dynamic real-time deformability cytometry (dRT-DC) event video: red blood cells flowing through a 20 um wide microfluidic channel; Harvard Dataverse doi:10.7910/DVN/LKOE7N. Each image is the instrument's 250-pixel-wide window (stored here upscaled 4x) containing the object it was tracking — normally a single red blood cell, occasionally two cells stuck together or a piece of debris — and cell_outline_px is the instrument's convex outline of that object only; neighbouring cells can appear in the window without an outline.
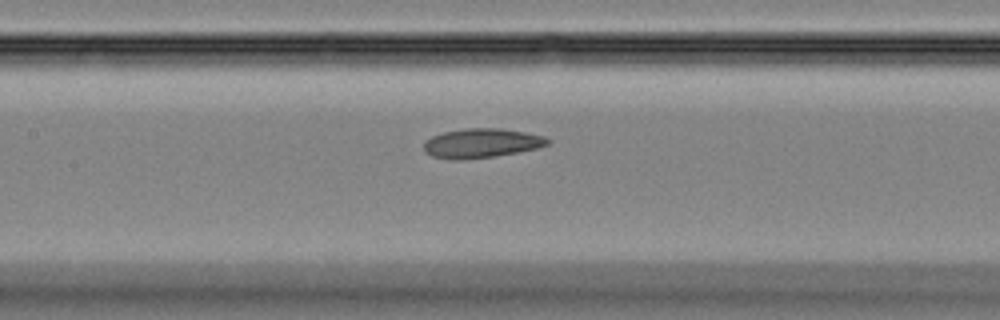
{"species": "Egyptian fruit bat (a non-hibernating species)", "species_latin": "Rousettus aegyptiacus", "temperature_condition": "room temperature", "stored_images_in_passage": 28, "camera_frame_rate_fps": 3000, "um_per_image_px": 0.085, "animal": {"sex": "female"}, "frame": {"image": 1, "passage_image": 12, "time_ms": 3.667, "image_size_px": [1000, 320], "cell_outline_px": [[552, 140], [548, 144], [536, 148], [516, 152], [492, 156], [464, 160], [448, 160], [432, 156], [424, 152], [424, 144], [432, 136], [444, 132], [464, 128], [500, 128], [524, 132], [544, 136]], "centroid_in_image_um": [40.9, 12.17], "position_along_channel_um": 166.5, "area_um2": 21.1}}
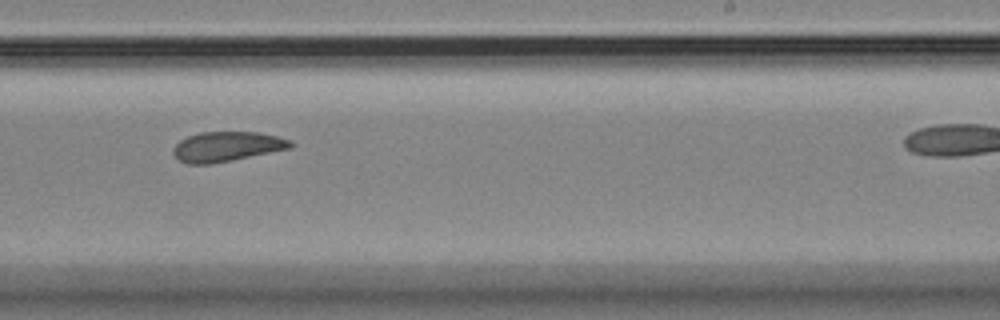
{"frame": {"image": 2, "passage_image": 19, "time_ms": 6.0, "image_size_px": [1000, 320], "cell_outline_px": [[292, 148], [212, 164], [188, 164], [176, 160], [172, 152], [172, 148], [180, 140], [188, 136], [200, 132], [260, 132], [292, 140]], "centroid_in_image_um": [19.25, 12.46], "position_along_channel_um": 269.8, "area_um2": 20.58}}
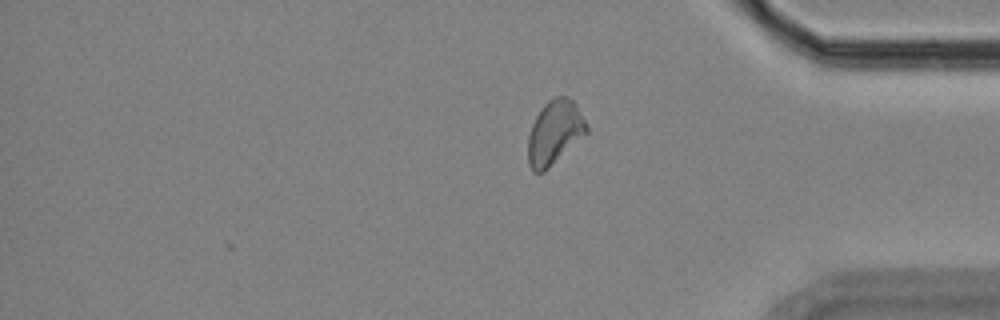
{"frame": {"image": 3, "passage_image": 28, "time_ms": 9.0, "image_size_px": [1000, 320], "cell_outline_px": [[588, 132], [544, 172], [532, 172], [528, 164], [528, 136], [532, 124], [540, 108], [548, 100], [556, 96], [568, 96], [576, 104], [588, 128]], "centroid_in_image_um": [47.12, 11.26], "position_along_channel_um": 388.1, "area_um2": 21.79}}